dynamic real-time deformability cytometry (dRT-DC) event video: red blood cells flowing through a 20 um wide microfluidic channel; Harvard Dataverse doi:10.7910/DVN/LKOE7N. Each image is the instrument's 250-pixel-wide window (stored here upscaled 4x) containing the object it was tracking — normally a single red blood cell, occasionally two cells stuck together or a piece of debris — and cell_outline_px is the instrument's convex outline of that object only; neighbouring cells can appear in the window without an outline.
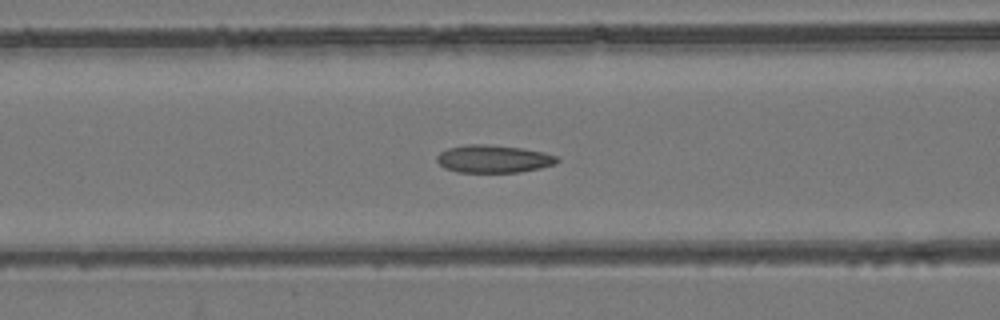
{"species": "common noctule bat (a hibernating species)", "species_latin": "Nyctalus noctula", "temperature_condition": "room temperature", "stored_images_in_passage": 52, "camera_frame_rate_fps": 3000, "um_per_image_px": 0.085, "animal": {"sex": "female", "body_mass_g": 24.6, "forearm_length_mm": 56.2}, "frame": {"image": 1, "passage_image": 21, "time_ms": 6.667, "image_size_px": [1000, 320], "cell_outline_px": [[560, 160], [556, 164], [540, 168], [520, 172], [456, 172], [444, 168], [436, 160], [436, 156], [440, 152], [448, 148], [468, 144], [488, 144], [520, 148], [544, 152], [556, 156]], "centroid_in_image_um": [41.94, 13.51], "position_along_channel_um": 124.7, "area_um2": 19.48}}
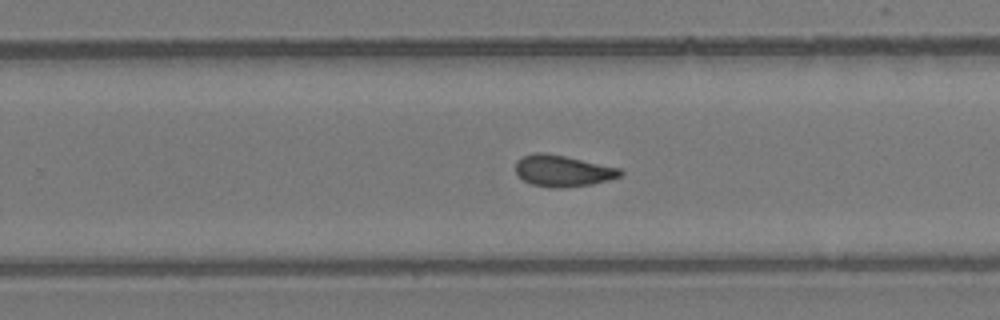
{"frame": {"image": 2, "passage_image": 33, "time_ms": 10.667, "image_size_px": [1000, 320], "cell_outline_px": [[624, 172], [620, 176], [608, 180], [592, 184], [564, 188], [548, 188], [532, 184], [524, 180], [516, 172], [516, 160], [532, 152], [544, 152], [564, 156], [620, 168]], "centroid_in_image_um": [47.82, 14.52], "position_along_channel_um": 282.0, "area_um2": 19.13}}
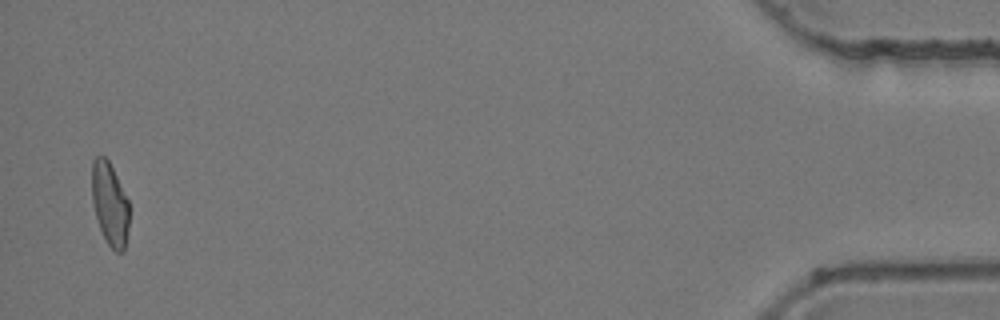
{"frame": {"image": 3, "passage_image": 51, "time_ms": 16.667, "image_size_px": [1000, 320], "cell_outline_px": [[132, 208], [124, 252], [116, 252], [108, 244], [100, 228], [96, 216], [92, 200], [92, 160], [96, 156], [104, 156], [108, 160]], "centroid_in_image_um": [9.37, 17.36], "position_along_channel_um": 425.8, "area_um2": 18.21}, "authors_computed_cell_mechanics": {"area_um2": 19.2474, "velocity_mm_per_s": 3.9426, "shape_relaxation_time_tau1_ms": null, "shape_relaxation_time_tau2_ms": 2.8106, "deformation_change_tau1": null, "deformation_change_tau2": 0.0905}}